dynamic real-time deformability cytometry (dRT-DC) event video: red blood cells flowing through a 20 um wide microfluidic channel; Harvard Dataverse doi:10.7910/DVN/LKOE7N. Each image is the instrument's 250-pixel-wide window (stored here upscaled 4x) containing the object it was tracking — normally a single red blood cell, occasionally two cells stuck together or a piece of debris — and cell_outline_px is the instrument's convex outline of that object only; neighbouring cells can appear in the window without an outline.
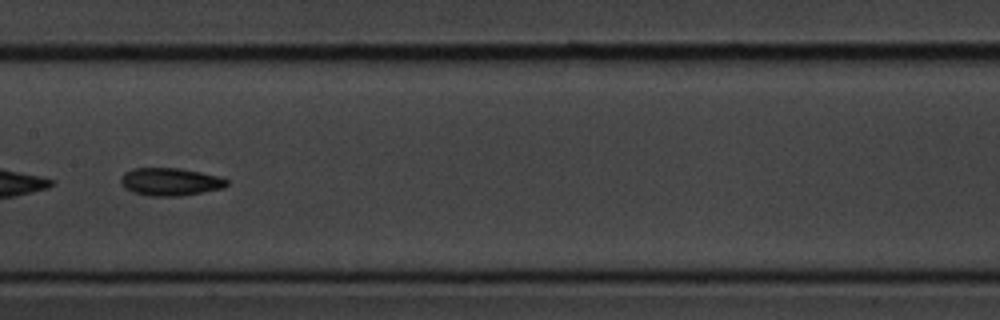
{"species": "common noctule bat (a hibernating species)", "species_latin": "Nyctalus noctula", "temperature_condition": "cold", "stored_images_in_passage": 53, "camera_frame_rate_fps": 3000, "um_per_image_px": 0.085, "animal": {"sex": "male", "body_mass_g": 20.1, "forearm_length_mm": 53.5}, "frame": {"image": 1, "passage_image": 26, "time_ms": 8.333, "image_size_px": [1000, 320], "cell_outline_px": [[228, 184], [224, 188], [180, 196], [148, 196], [132, 192], [124, 188], [120, 180], [120, 176], [124, 172], [132, 168], [180, 168], [220, 176], [228, 180]], "centroid_in_image_um": [14.45, 15.45], "position_along_channel_um": 193.0, "area_um2": 17.34}}
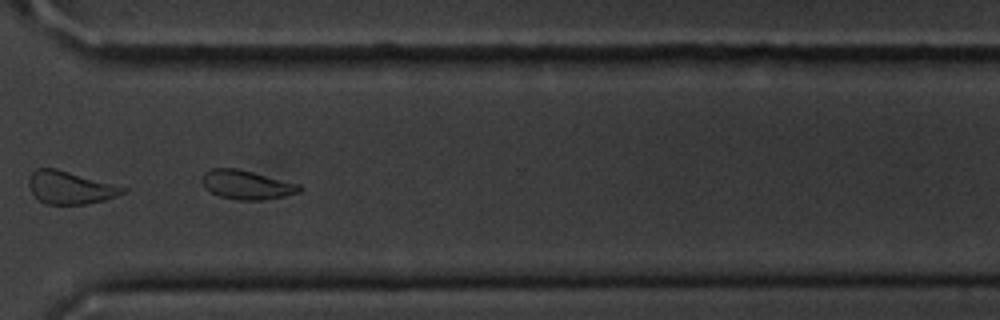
{"frame": {"image": 2, "passage_image": 39, "time_ms": 12.667, "image_size_px": [1000, 320], "cell_outline_px": [[304, 188], [300, 192], [284, 196], [260, 200], [236, 200], [220, 196], [204, 188], [200, 180], [200, 176], [204, 172], [212, 168], [236, 168], [300, 184]], "centroid_in_image_um": [20.94, 15.7], "position_along_channel_um": 349.7, "area_um2": 16.59}}
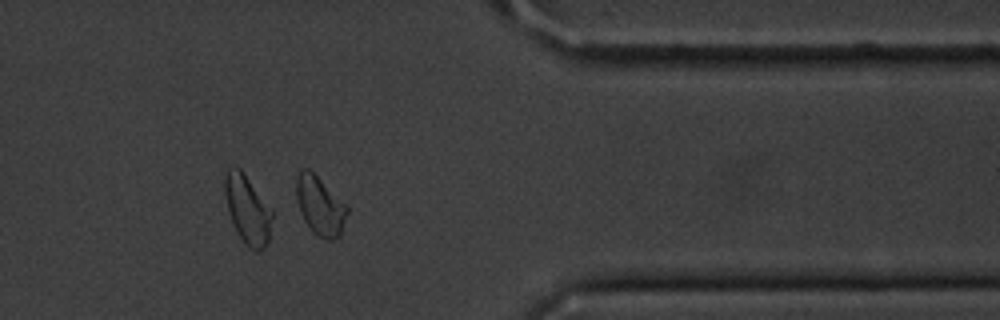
{"frame": {"image": 3, "passage_image": 43, "time_ms": 14.0, "image_size_px": [1000, 320], "cell_outline_px": [[348, 212], [340, 236], [332, 240], [324, 240], [316, 236], [312, 232], [304, 220], [300, 212], [296, 200], [296, 176], [300, 168], [308, 168], [348, 208]], "centroid_in_image_um": [27.16, 17.53], "position_along_channel_um": 384.2, "area_um2": 17.34}}